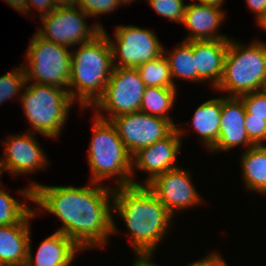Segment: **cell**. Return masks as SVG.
<instances>
[{
    "instance_id": "cell-1",
    "label": "cell",
    "mask_w": 266,
    "mask_h": 266,
    "mask_svg": "<svg viewBox=\"0 0 266 266\" xmlns=\"http://www.w3.org/2000/svg\"><path fill=\"white\" fill-rule=\"evenodd\" d=\"M89 184L73 187L31 182L20 194L58 217L63 225L56 232L63 233L83 251L104 247L109 236L117 232L111 214L113 203H109L113 201V188Z\"/></svg>"
},
{
    "instance_id": "cell-2",
    "label": "cell",
    "mask_w": 266,
    "mask_h": 266,
    "mask_svg": "<svg viewBox=\"0 0 266 266\" xmlns=\"http://www.w3.org/2000/svg\"><path fill=\"white\" fill-rule=\"evenodd\" d=\"M114 188L113 212L124 220L134 253H154L174 216L146 185Z\"/></svg>"
},
{
    "instance_id": "cell-3",
    "label": "cell",
    "mask_w": 266,
    "mask_h": 266,
    "mask_svg": "<svg viewBox=\"0 0 266 266\" xmlns=\"http://www.w3.org/2000/svg\"><path fill=\"white\" fill-rule=\"evenodd\" d=\"M76 49L71 52L68 93L84 109L92 107L103 95L114 69L113 51L109 38L103 31L92 41L80 44Z\"/></svg>"
},
{
    "instance_id": "cell-4",
    "label": "cell",
    "mask_w": 266,
    "mask_h": 266,
    "mask_svg": "<svg viewBox=\"0 0 266 266\" xmlns=\"http://www.w3.org/2000/svg\"><path fill=\"white\" fill-rule=\"evenodd\" d=\"M92 138L88 150V164L91 170L90 182L100 183L108 178L118 177L116 187L141 185L134 181L132 156L127 151L118 132L111 122L94 115Z\"/></svg>"
},
{
    "instance_id": "cell-5",
    "label": "cell",
    "mask_w": 266,
    "mask_h": 266,
    "mask_svg": "<svg viewBox=\"0 0 266 266\" xmlns=\"http://www.w3.org/2000/svg\"><path fill=\"white\" fill-rule=\"evenodd\" d=\"M266 84V43L254 41L244 46L229 39L223 75L215 88L227 96H241L260 91Z\"/></svg>"
},
{
    "instance_id": "cell-6",
    "label": "cell",
    "mask_w": 266,
    "mask_h": 266,
    "mask_svg": "<svg viewBox=\"0 0 266 266\" xmlns=\"http://www.w3.org/2000/svg\"><path fill=\"white\" fill-rule=\"evenodd\" d=\"M22 92L21 104L33 133L48 138L60 136L74 103L68 90L32 83Z\"/></svg>"
},
{
    "instance_id": "cell-7",
    "label": "cell",
    "mask_w": 266,
    "mask_h": 266,
    "mask_svg": "<svg viewBox=\"0 0 266 266\" xmlns=\"http://www.w3.org/2000/svg\"><path fill=\"white\" fill-rule=\"evenodd\" d=\"M23 63L27 84L48 85L68 90L71 74V51L66 46L45 40L37 33L30 40Z\"/></svg>"
},
{
    "instance_id": "cell-8",
    "label": "cell",
    "mask_w": 266,
    "mask_h": 266,
    "mask_svg": "<svg viewBox=\"0 0 266 266\" xmlns=\"http://www.w3.org/2000/svg\"><path fill=\"white\" fill-rule=\"evenodd\" d=\"M137 68L114 67L103 95L92 106L95 115L111 120L120 115L140 111L145 90ZM109 117H105V113Z\"/></svg>"
},
{
    "instance_id": "cell-9",
    "label": "cell",
    "mask_w": 266,
    "mask_h": 266,
    "mask_svg": "<svg viewBox=\"0 0 266 266\" xmlns=\"http://www.w3.org/2000/svg\"><path fill=\"white\" fill-rule=\"evenodd\" d=\"M88 17L78 6L57 7L51 13L39 17L43 28H39L36 33L45 40L68 48L84 44L92 41L103 30V25L97 22L90 28L85 20Z\"/></svg>"
},
{
    "instance_id": "cell-10",
    "label": "cell",
    "mask_w": 266,
    "mask_h": 266,
    "mask_svg": "<svg viewBox=\"0 0 266 266\" xmlns=\"http://www.w3.org/2000/svg\"><path fill=\"white\" fill-rule=\"evenodd\" d=\"M102 31L109 38L114 67L137 68L144 62L163 54L164 47L155 33L149 29L134 25H119L115 29L114 40L111 39L105 28Z\"/></svg>"
},
{
    "instance_id": "cell-11",
    "label": "cell",
    "mask_w": 266,
    "mask_h": 266,
    "mask_svg": "<svg viewBox=\"0 0 266 266\" xmlns=\"http://www.w3.org/2000/svg\"><path fill=\"white\" fill-rule=\"evenodd\" d=\"M111 122L131 156L167 137L177 127L170 120L140 111L117 116Z\"/></svg>"
},
{
    "instance_id": "cell-12",
    "label": "cell",
    "mask_w": 266,
    "mask_h": 266,
    "mask_svg": "<svg viewBox=\"0 0 266 266\" xmlns=\"http://www.w3.org/2000/svg\"><path fill=\"white\" fill-rule=\"evenodd\" d=\"M191 174L180 167L156 176L146 186L174 216L180 211L204 201L192 185Z\"/></svg>"
},
{
    "instance_id": "cell-13",
    "label": "cell",
    "mask_w": 266,
    "mask_h": 266,
    "mask_svg": "<svg viewBox=\"0 0 266 266\" xmlns=\"http://www.w3.org/2000/svg\"><path fill=\"white\" fill-rule=\"evenodd\" d=\"M178 126L165 138L160 139L152 145L142 148L132 156V172L138 168L148 173L143 184L147 185L156 176L166 171L178 168L176 160L181 149L182 136L185 132ZM177 166V167H176Z\"/></svg>"
},
{
    "instance_id": "cell-14",
    "label": "cell",
    "mask_w": 266,
    "mask_h": 266,
    "mask_svg": "<svg viewBox=\"0 0 266 266\" xmlns=\"http://www.w3.org/2000/svg\"><path fill=\"white\" fill-rule=\"evenodd\" d=\"M3 143L4 156L1 157L3 170L13 176L35 173L38 169L46 168L47 156L40 147L34 134L9 135Z\"/></svg>"
},
{
    "instance_id": "cell-15",
    "label": "cell",
    "mask_w": 266,
    "mask_h": 266,
    "mask_svg": "<svg viewBox=\"0 0 266 266\" xmlns=\"http://www.w3.org/2000/svg\"><path fill=\"white\" fill-rule=\"evenodd\" d=\"M246 109L243 101L237 96L222 97V111L217 143L210 149L212 152L228 151L236 146L253 147L245 128Z\"/></svg>"
},
{
    "instance_id": "cell-16",
    "label": "cell",
    "mask_w": 266,
    "mask_h": 266,
    "mask_svg": "<svg viewBox=\"0 0 266 266\" xmlns=\"http://www.w3.org/2000/svg\"><path fill=\"white\" fill-rule=\"evenodd\" d=\"M223 10L214 5L202 3H188L182 25L190 32L186 41L221 40L230 39L227 35L219 33L218 28L225 20ZM218 31V33H217Z\"/></svg>"
},
{
    "instance_id": "cell-17",
    "label": "cell",
    "mask_w": 266,
    "mask_h": 266,
    "mask_svg": "<svg viewBox=\"0 0 266 266\" xmlns=\"http://www.w3.org/2000/svg\"><path fill=\"white\" fill-rule=\"evenodd\" d=\"M38 210L32 209L18 223L0 226V264H26L31 237L29 221L40 214Z\"/></svg>"
},
{
    "instance_id": "cell-18",
    "label": "cell",
    "mask_w": 266,
    "mask_h": 266,
    "mask_svg": "<svg viewBox=\"0 0 266 266\" xmlns=\"http://www.w3.org/2000/svg\"><path fill=\"white\" fill-rule=\"evenodd\" d=\"M229 39L193 41L198 82H210L215 89L223 75Z\"/></svg>"
},
{
    "instance_id": "cell-19",
    "label": "cell",
    "mask_w": 266,
    "mask_h": 266,
    "mask_svg": "<svg viewBox=\"0 0 266 266\" xmlns=\"http://www.w3.org/2000/svg\"><path fill=\"white\" fill-rule=\"evenodd\" d=\"M30 241L31 239L28 243L26 266H70L77 252L82 251L63 233L54 232L40 243L34 257Z\"/></svg>"
},
{
    "instance_id": "cell-20",
    "label": "cell",
    "mask_w": 266,
    "mask_h": 266,
    "mask_svg": "<svg viewBox=\"0 0 266 266\" xmlns=\"http://www.w3.org/2000/svg\"><path fill=\"white\" fill-rule=\"evenodd\" d=\"M222 111V97L209 99L197 107L192 125L204 147L209 150L217 143Z\"/></svg>"
},
{
    "instance_id": "cell-21",
    "label": "cell",
    "mask_w": 266,
    "mask_h": 266,
    "mask_svg": "<svg viewBox=\"0 0 266 266\" xmlns=\"http://www.w3.org/2000/svg\"><path fill=\"white\" fill-rule=\"evenodd\" d=\"M241 167L245 187L249 191L266 194V145L246 148L242 154Z\"/></svg>"
},
{
    "instance_id": "cell-22",
    "label": "cell",
    "mask_w": 266,
    "mask_h": 266,
    "mask_svg": "<svg viewBox=\"0 0 266 266\" xmlns=\"http://www.w3.org/2000/svg\"><path fill=\"white\" fill-rule=\"evenodd\" d=\"M163 54L166 57L172 80L182 79L189 82H198V74L195 69V58L193 52V41H182L179 46L173 48L172 51L163 50ZM174 78V79H173Z\"/></svg>"
},
{
    "instance_id": "cell-23",
    "label": "cell",
    "mask_w": 266,
    "mask_h": 266,
    "mask_svg": "<svg viewBox=\"0 0 266 266\" xmlns=\"http://www.w3.org/2000/svg\"><path fill=\"white\" fill-rule=\"evenodd\" d=\"M177 89L165 87H145L140 112L170 120L169 111L175 105Z\"/></svg>"
},
{
    "instance_id": "cell-24",
    "label": "cell",
    "mask_w": 266,
    "mask_h": 266,
    "mask_svg": "<svg viewBox=\"0 0 266 266\" xmlns=\"http://www.w3.org/2000/svg\"><path fill=\"white\" fill-rule=\"evenodd\" d=\"M137 70L146 87L177 88L172 80L169 63L164 54L144 62L137 67Z\"/></svg>"
},
{
    "instance_id": "cell-25",
    "label": "cell",
    "mask_w": 266,
    "mask_h": 266,
    "mask_svg": "<svg viewBox=\"0 0 266 266\" xmlns=\"http://www.w3.org/2000/svg\"><path fill=\"white\" fill-rule=\"evenodd\" d=\"M0 185V226L18 223L32 209L23 202L14 199Z\"/></svg>"
},
{
    "instance_id": "cell-26",
    "label": "cell",
    "mask_w": 266,
    "mask_h": 266,
    "mask_svg": "<svg viewBox=\"0 0 266 266\" xmlns=\"http://www.w3.org/2000/svg\"><path fill=\"white\" fill-rule=\"evenodd\" d=\"M13 71L0 76V105L23 91L22 89L27 85L26 75L22 64ZM22 88V89H21Z\"/></svg>"
},
{
    "instance_id": "cell-27",
    "label": "cell",
    "mask_w": 266,
    "mask_h": 266,
    "mask_svg": "<svg viewBox=\"0 0 266 266\" xmlns=\"http://www.w3.org/2000/svg\"><path fill=\"white\" fill-rule=\"evenodd\" d=\"M155 10L156 14L163 16L170 21L182 23L185 13V2L183 0H146Z\"/></svg>"
},
{
    "instance_id": "cell-28",
    "label": "cell",
    "mask_w": 266,
    "mask_h": 266,
    "mask_svg": "<svg viewBox=\"0 0 266 266\" xmlns=\"http://www.w3.org/2000/svg\"><path fill=\"white\" fill-rule=\"evenodd\" d=\"M246 109L245 117H258L266 120V94L260 90L239 96Z\"/></svg>"
},
{
    "instance_id": "cell-29",
    "label": "cell",
    "mask_w": 266,
    "mask_h": 266,
    "mask_svg": "<svg viewBox=\"0 0 266 266\" xmlns=\"http://www.w3.org/2000/svg\"><path fill=\"white\" fill-rule=\"evenodd\" d=\"M76 6L89 16L110 13L120 6L117 0H76Z\"/></svg>"
},
{
    "instance_id": "cell-30",
    "label": "cell",
    "mask_w": 266,
    "mask_h": 266,
    "mask_svg": "<svg viewBox=\"0 0 266 266\" xmlns=\"http://www.w3.org/2000/svg\"><path fill=\"white\" fill-rule=\"evenodd\" d=\"M245 128L254 146L266 145V120L264 118L245 117Z\"/></svg>"
},
{
    "instance_id": "cell-31",
    "label": "cell",
    "mask_w": 266,
    "mask_h": 266,
    "mask_svg": "<svg viewBox=\"0 0 266 266\" xmlns=\"http://www.w3.org/2000/svg\"><path fill=\"white\" fill-rule=\"evenodd\" d=\"M26 7L27 12L31 10V7H34L37 10L41 11L39 12V17L51 13L55 10V6L53 3V0H26Z\"/></svg>"
},
{
    "instance_id": "cell-32",
    "label": "cell",
    "mask_w": 266,
    "mask_h": 266,
    "mask_svg": "<svg viewBox=\"0 0 266 266\" xmlns=\"http://www.w3.org/2000/svg\"><path fill=\"white\" fill-rule=\"evenodd\" d=\"M188 266H229L222 258V256L216 252L207 255L205 258H201L195 262H192Z\"/></svg>"
},
{
    "instance_id": "cell-33",
    "label": "cell",
    "mask_w": 266,
    "mask_h": 266,
    "mask_svg": "<svg viewBox=\"0 0 266 266\" xmlns=\"http://www.w3.org/2000/svg\"><path fill=\"white\" fill-rule=\"evenodd\" d=\"M248 7L256 14V22L266 13V0H245Z\"/></svg>"
},
{
    "instance_id": "cell-34",
    "label": "cell",
    "mask_w": 266,
    "mask_h": 266,
    "mask_svg": "<svg viewBox=\"0 0 266 266\" xmlns=\"http://www.w3.org/2000/svg\"><path fill=\"white\" fill-rule=\"evenodd\" d=\"M136 254L137 258H135L136 260L133 262L132 266H160L156 263H152V259L153 258V254L154 253H134Z\"/></svg>"
},
{
    "instance_id": "cell-35",
    "label": "cell",
    "mask_w": 266,
    "mask_h": 266,
    "mask_svg": "<svg viewBox=\"0 0 266 266\" xmlns=\"http://www.w3.org/2000/svg\"><path fill=\"white\" fill-rule=\"evenodd\" d=\"M6 3L10 5V7L14 8L16 11L24 13L27 15V7L26 0H4Z\"/></svg>"
},
{
    "instance_id": "cell-36",
    "label": "cell",
    "mask_w": 266,
    "mask_h": 266,
    "mask_svg": "<svg viewBox=\"0 0 266 266\" xmlns=\"http://www.w3.org/2000/svg\"><path fill=\"white\" fill-rule=\"evenodd\" d=\"M54 6L57 7H75L76 0H53Z\"/></svg>"
},
{
    "instance_id": "cell-37",
    "label": "cell",
    "mask_w": 266,
    "mask_h": 266,
    "mask_svg": "<svg viewBox=\"0 0 266 266\" xmlns=\"http://www.w3.org/2000/svg\"><path fill=\"white\" fill-rule=\"evenodd\" d=\"M199 3L214 5L222 8L221 6L224 4V0H198Z\"/></svg>"
},
{
    "instance_id": "cell-38",
    "label": "cell",
    "mask_w": 266,
    "mask_h": 266,
    "mask_svg": "<svg viewBox=\"0 0 266 266\" xmlns=\"http://www.w3.org/2000/svg\"><path fill=\"white\" fill-rule=\"evenodd\" d=\"M260 27H262L264 30H266V13L264 16L258 21Z\"/></svg>"
},
{
    "instance_id": "cell-39",
    "label": "cell",
    "mask_w": 266,
    "mask_h": 266,
    "mask_svg": "<svg viewBox=\"0 0 266 266\" xmlns=\"http://www.w3.org/2000/svg\"><path fill=\"white\" fill-rule=\"evenodd\" d=\"M135 0H117L119 5H126Z\"/></svg>"
},
{
    "instance_id": "cell-40",
    "label": "cell",
    "mask_w": 266,
    "mask_h": 266,
    "mask_svg": "<svg viewBox=\"0 0 266 266\" xmlns=\"http://www.w3.org/2000/svg\"><path fill=\"white\" fill-rule=\"evenodd\" d=\"M3 166H2V161H1V158H0V184H2V181H1V176H2V173H3Z\"/></svg>"
},
{
    "instance_id": "cell-41",
    "label": "cell",
    "mask_w": 266,
    "mask_h": 266,
    "mask_svg": "<svg viewBox=\"0 0 266 266\" xmlns=\"http://www.w3.org/2000/svg\"><path fill=\"white\" fill-rule=\"evenodd\" d=\"M0 266H18V265H14V264H0Z\"/></svg>"
},
{
    "instance_id": "cell-42",
    "label": "cell",
    "mask_w": 266,
    "mask_h": 266,
    "mask_svg": "<svg viewBox=\"0 0 266 266\" xmlns=\"http://www.w3.org/2000/svg\"><path fill=\"white\" fill-rule=\"evenodd\" d=\"M262 91L266 94V84L264 85Z\"/></svg>"
}]
</instances>
